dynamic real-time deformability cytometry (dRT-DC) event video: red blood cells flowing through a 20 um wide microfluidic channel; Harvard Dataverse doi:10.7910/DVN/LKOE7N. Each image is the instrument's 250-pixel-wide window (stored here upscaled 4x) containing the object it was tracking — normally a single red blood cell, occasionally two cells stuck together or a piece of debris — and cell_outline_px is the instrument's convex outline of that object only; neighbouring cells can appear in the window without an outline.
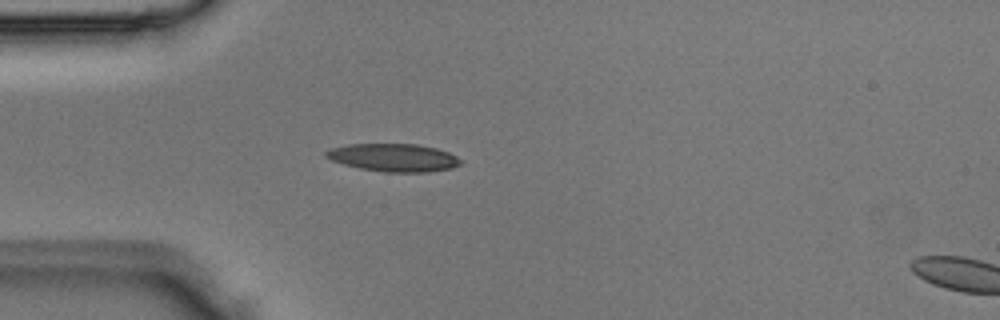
{"species": "Egyptian fruit bat (a non-hibernating species)", "species_latin": "Rousettus aegyptiacus", "temperature_condition": "room temperature", "stored_images_in_passage": 3, "segment_of_instrument_passage": [1, 2], "camera_frame_rate_fps": 3000, "um_per_image_px": 0.085, "animal": {"sex": "male"}, "frame": {"image": 1, "passage_image": 2, "time_ms": 0.333, "image_size_px": [1000, 320], "cell_outline_px": [[460, 164], [452, 168], [428, 172], [384, 172], [360, 168], [344, 164], [332, 160], [324, 156], [324, 152], [332, 148], [348, 144], [416, 144], [436, 148], [448, 152], [456, 156], [460, 160]], "centroid_in_image_um": [33.44, 13.39], "position_along_channel_um": 51.6, "area_um2": 21.73}}